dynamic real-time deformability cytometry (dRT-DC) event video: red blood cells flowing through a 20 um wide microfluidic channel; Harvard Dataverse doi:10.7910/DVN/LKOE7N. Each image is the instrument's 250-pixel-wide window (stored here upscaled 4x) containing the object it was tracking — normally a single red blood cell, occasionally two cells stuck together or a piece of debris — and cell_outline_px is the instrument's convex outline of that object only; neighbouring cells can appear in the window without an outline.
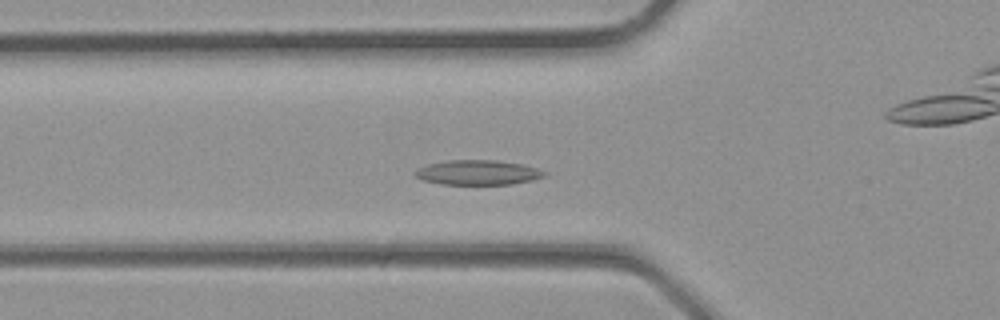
{"species": "common noctule bat (a hibernating species)", "species_latin": "Nyctalus noctula", "temperature_condition": "room temperature", "stored_images_in_passage": 30, "camera_frame_rate_fps": 3000, "um_per_image_px": 0.085, "animal": {"sex": "male", "body_mass_g": 23.1, "forearm_length_mm": 52.7}, "frame": {"image": 1, "passage_image": 10, "time_ms": 3.0, "image_size_px": [1000, 320], "cell_outline_px": [[548, 172], [544, 176], [532, 180], [512, 184], [440, 184], [420, 180], [412, 172], [416, 168], [428, 164], [448, 160], [496, 160], [524, 164]], "centroid_in_image_um": [40.58, 14.66], "position_along_channel_um": 85.2, "area_um2": 18.84}}
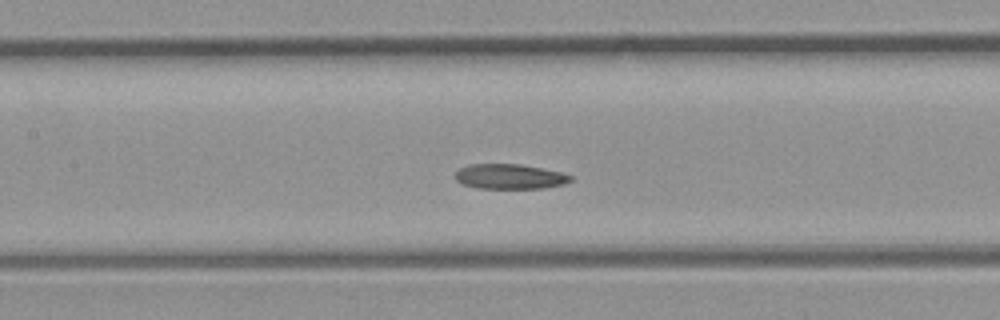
{"frame": {"image": 2, "passage_image": 14, "time_ms": 4.333, "image_size_px": [1000, 320], "cell_outline_px": [[572, 180], [564, 184], [544, 188], [476, 188], [464, 184], [456, 180], [456, 172], [460, 168], [468, 164], [520, 164], [560, 172], [572, 176]], "centroid_in_image_um": [43.32, 15.0], "position_along_channel_um": 164.1, "area_um2": 16.65}}
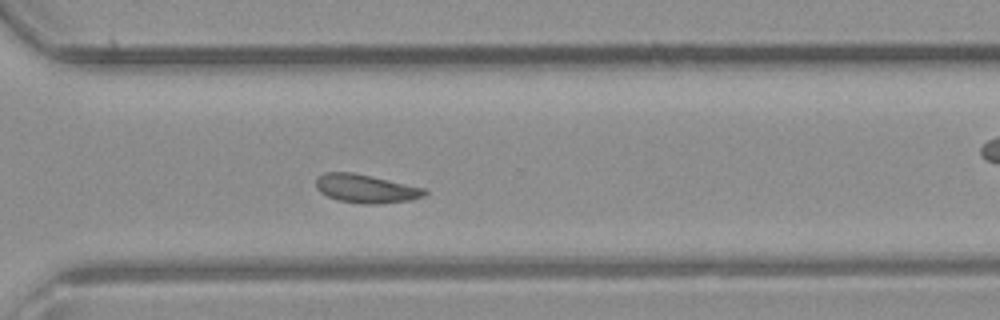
{"frame": {"image": 3, "passage_image": 23, "time_ms": 7.333, "image_size_px": [1000, 320], "cell_outline_px": [[428, 192], [424, 196], [412, 200], [380, 204], [364, 204], [336, 200], [320, 192], [316, 188], [316, 180], [324, 172], [352, 172], [428, 188]], "centroid_in_image_um": [31.15, 16.04], "position_along_channel_um": 339.5, "area_um2": 18.26}}